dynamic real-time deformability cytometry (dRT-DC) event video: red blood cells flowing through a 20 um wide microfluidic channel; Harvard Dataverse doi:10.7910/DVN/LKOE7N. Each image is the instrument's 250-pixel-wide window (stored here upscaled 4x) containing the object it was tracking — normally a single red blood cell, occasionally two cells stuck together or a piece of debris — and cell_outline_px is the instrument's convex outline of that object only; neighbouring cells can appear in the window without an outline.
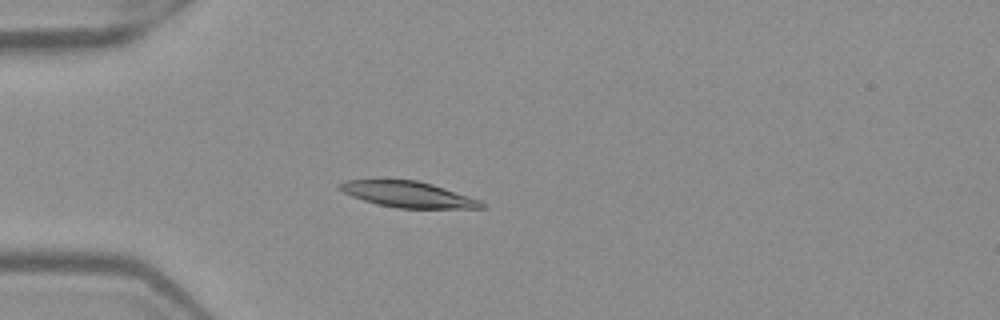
{"species": "Egyptian fruit bat (a non-hibernating species)", "species_latin": "Rousettus aegyptiacus", "temperature_condition": "warm", "stored_images_in_passage": 53, "camera_frame_rate_fps": 3000, "um_per_image_px": 0.085, "frame": {"image": 1, "passage_image": 16, "time_ms": 5.0, "image_size_px": [1000, 320], "cell_outline_px": [[484, 208], [400, 208], [376, 204], [352, 196], [336, 188], [336, 184], [344, 180], [376, 176], [416, 180], [432, 184], [480, 200], [484, 204]], "centroid_in_image_um": [34.51, 16.46], "position_along_channel_um": 50.5, "area_um2": 22.25}}
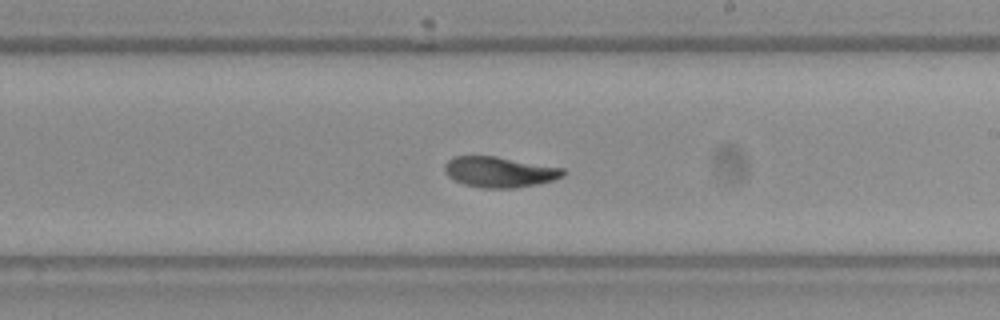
{"frame": {"image": 2, "passage_image": 32, "time_ms": 10.333, "image_size_px": [1000, 320], "cell_outline_px": [[568, 172], [564, 176], [552, 180], [536, 184], [516, 188], [480, 188], [464, 184], [448, 176], [444, 172], [444, 164], [448, 160], [456, 156], [496, 156], [564, 168]], "centroid_in_image_um": [42.47, 14.62], "position_along_channel_um": 246.5, "area_um2": 21.21}}
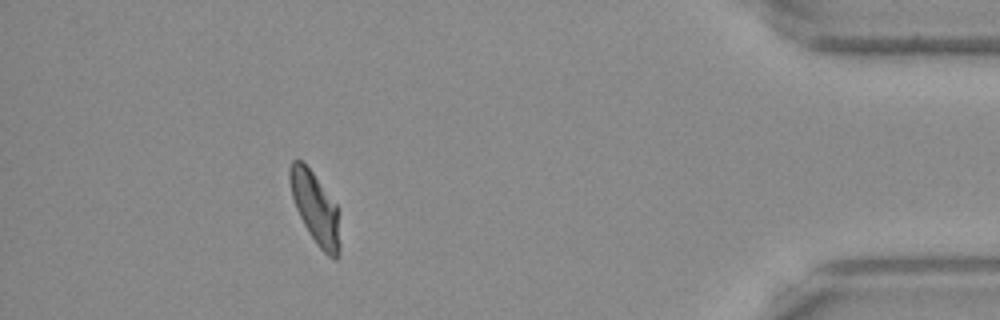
{"frame": {"image": 3, "passage_image": 48, "time_ms": 15.667, "image_size_px": [1000, 320], "cell_outline_px": [[340, 256], [336, 260], [328, 256], [316, 244], [308, 232], [296, 208], [292, 196], [288, 180], [288, 168], [292, 160], [300, 160], [312, 172], [336, 204], [340, 244]], "centroid_in_image_um": [26.78, 17.71], "position_along_channel_um": 408.4, "area_um2": 20.69}, "authors_computed_cell_mechanics": {"area_um2": 21.2704, "velocity_mm_per_s": 3.9668, "shape_relaxation_time_tau1_ms": 9.0912, "shape_relaxation_time_tau2_ms": 1.9371, "deformation_change_tau1": 0.2236, "deformation_change_tau2": 0.0653}}